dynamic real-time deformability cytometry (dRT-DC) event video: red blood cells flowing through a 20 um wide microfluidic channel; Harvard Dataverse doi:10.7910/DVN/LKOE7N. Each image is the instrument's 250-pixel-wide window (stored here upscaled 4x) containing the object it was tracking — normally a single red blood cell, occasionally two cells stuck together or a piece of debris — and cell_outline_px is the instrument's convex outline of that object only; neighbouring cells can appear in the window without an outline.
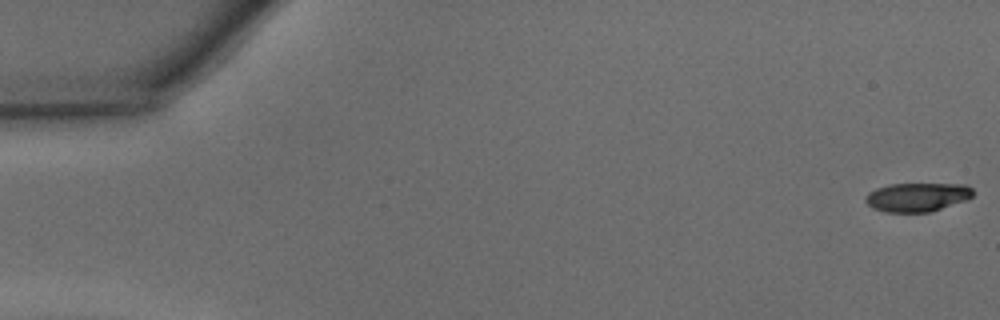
{"species": "common noctule bat (a hibernating species)", "species_latin": "Nyctalus noctula", "temperature_condition": "warm", "stored_images_in_passage": 47, "camera_frame_rate_fps": 3000, "um_per_image_px": 0.085, "animal": {"sex": "male", "body_mass_g": 15.6}, "frame": {"image": 1, "passage_image": 1, "time_ms": 0.0, "image_size_px": [1000, 320], "cell_outline_px": [[972, 196], [964, 200], [928, 212], [884, 212], [872, 208], [864, 200], [864, 196], [868, 192], [876, 188], [892, 184], [964, 184], [972, 188]], "centroid_in_image_um": [77.89, 16.75], "position_along_channel_um": 7.1, "area_um2": 17.86}}
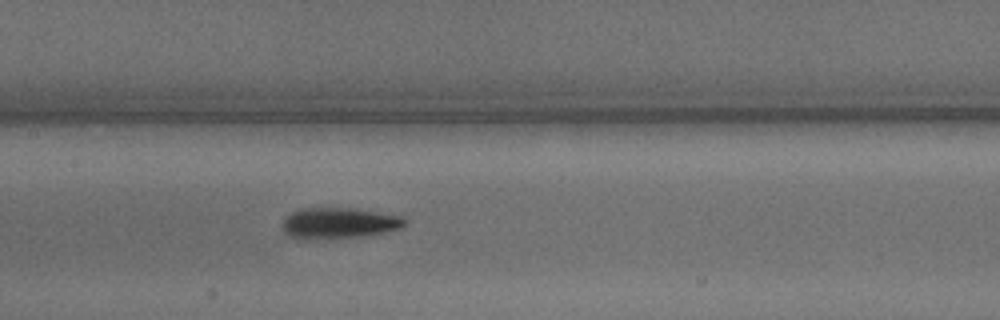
{"frame": {"image": 2, "passage_image": 23, "time_ms": 7.333, "image_size_px": [1000, 320], "cell_outline_px": [[408, 220], [400, 228], [384, 232], [360, 236], [292, 236], [284, 232], [280, 224], [292, 212], [304, 208], [352, 208], [380, 212], [400, 216]], "centroid_in_image_um": [28.86, 18.9], "position_along_channel_um": 178.5, "area_um2": 20.92}}
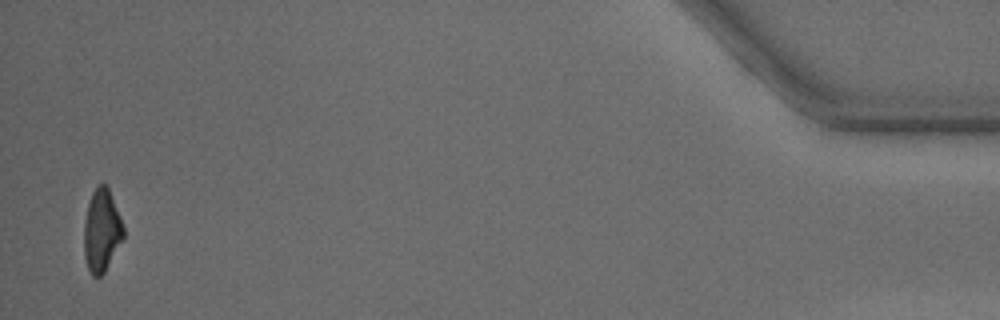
{"frame": {"image": 3, "passage_image": 46, "time_ms": 15.0, "image_size_px": [1000, 320], "cell_outline_px": [[124, 236], [104, 272], [100, 276], [92, 276], [88, 268], [84, 256], [84, 224], [88, 204], [92, 192], [100, 184], [104, 184], [108, 188], [120, 216], [124, 228]], "centroid_in_image_um": [8.63, 19.61], "position_along_channel_um": 426.6, "area_um2": 18.61}, "authors_computed_cell_mechanics": {"area_um2": 20.0566, "velocity_mm_per_s": 4.3614, "shape_relaxation_time_tau1_ms": 3.1745, "shape_relaxation_time_tau2_ms": 2.7404, "deformation_change_tau1": 0.1744, "deformation_change_tau2": 0.1244}}